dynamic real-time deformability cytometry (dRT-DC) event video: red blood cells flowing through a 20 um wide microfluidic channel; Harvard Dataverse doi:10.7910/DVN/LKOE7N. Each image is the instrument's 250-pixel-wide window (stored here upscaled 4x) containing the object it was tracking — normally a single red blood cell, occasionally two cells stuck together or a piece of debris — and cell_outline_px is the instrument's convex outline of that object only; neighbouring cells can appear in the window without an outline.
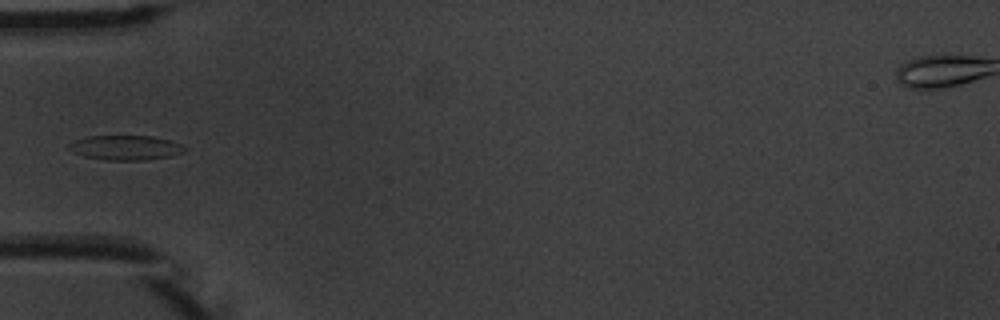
{"species": "common noctule bat (a hibernating species)", "species_latin": "Nyctalus noctula", "temperature_condition": "warm", "stored_images_in_passage": 5, "camera_frame_rate_fps": 3000, "um_per_image_px": 0.085, "animal": {"sex": "male", "body_mass_g": 20.1, "forearm_length_mm": 53.5}, "frame": {"image": 1, "passage_image": 5, "time_ms": 5.667, "image_size_px": [1000, 320], "cell_outline_px": [[188, 148], [184, 152], [172, 156], [144, 160], [104, 160], [84, 156], [72, 152], [68, 148], [68, 144], [72, 140], [88, 136], [152, 136], [172, 140]], "centroid_in_image_um": [10.67, 12.55], "position_along_channel_um": 74.3, "area_um2": 16.88}}